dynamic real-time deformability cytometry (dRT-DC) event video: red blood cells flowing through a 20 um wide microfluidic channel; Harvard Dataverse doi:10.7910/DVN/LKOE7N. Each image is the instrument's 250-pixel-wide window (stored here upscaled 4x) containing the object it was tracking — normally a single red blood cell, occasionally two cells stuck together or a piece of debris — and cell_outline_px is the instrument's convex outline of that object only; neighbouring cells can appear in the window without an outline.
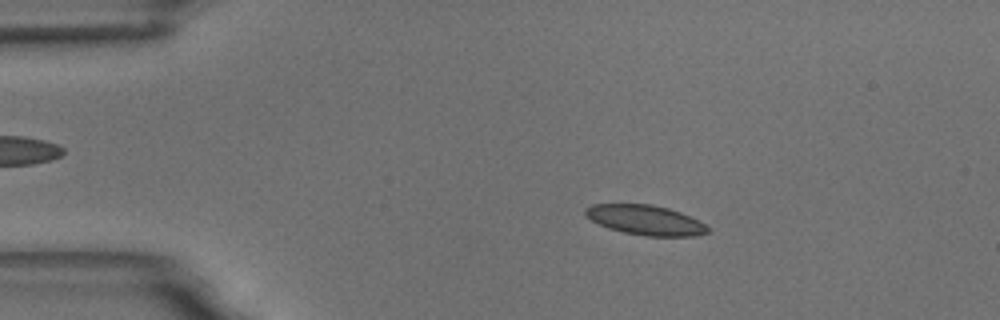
{"species": "common noctule bat (a hibernating species)", "species_latin": "Nyctalus noctula", "temperature_condition": "room temperature", "stored_images_in_passage": 57, "camera_frame_rate_fps": 3000, "um_per_image_px": 0.085, "animal": {"sex": "male", "body_mass_g": 18.8}, "frame": {"image": 1, "passage_image": 10, "time_ms": 3.0, "image_size_px": [1000, 320], "cell_outline_px": [[708, 232], [692, 236], [644, 236], [624, 232], [608, 228], [584, 216], [584, 208], [592, 204], [652, 204], [668, 208], [680, 212], [704, 224], [708, 228]], "centroid_in_image_um": [54.8, 18.69], "position_along_channel_um": 30.2, "area_um2": 21.1}}
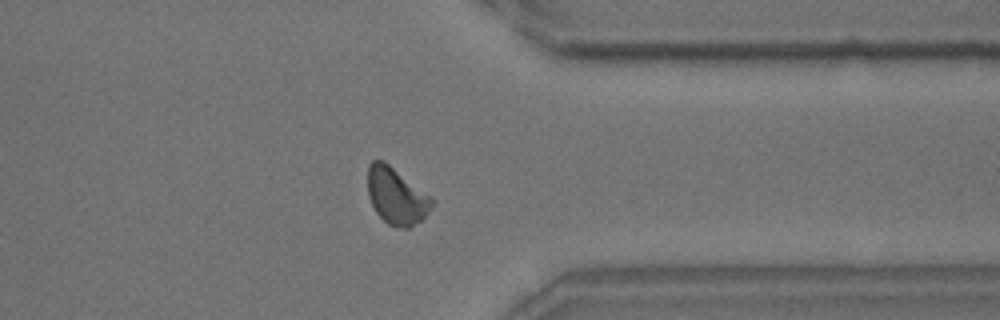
{"frame": {"image": 2, "passage_image": 45, "time_ms": 14.667, "image_size_px": [1000, 320], "cell_outline_px": [[436, 200], [432, 208], [420, 220], [408, 228], [396, 228], [388, 224], [376, 212], [368, 196], [368, 164], [372, 160], [384, 160], [432, 196]], "centroid_in_image_um": [33.71, 16.65], "position_along_channel_um": 377.7, "area_um2": 21.39}}
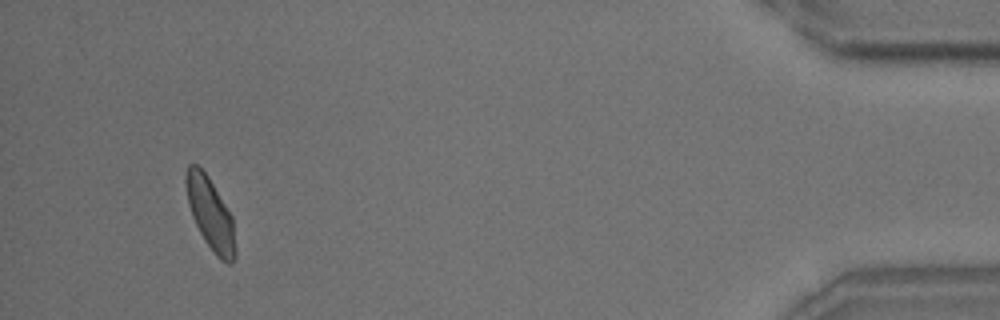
{"frame": {"image": 3, "passage_image": 54, "time_ms": 17.667, "image_size_px": [1000, 320], "cell_outline_px": [[236, 256], [232, 264], [228, 264], [220, 260], [216, 256], [204, 240], [192, 216], [188, 204], [184, 184], [184, 176], [188, 164], [196, 164], [208, 176], [232, 216], [236, 248]], "centroid_in_image_um": [17.87, 18.19], "position_along_channel_um": 417.3, "area_um2": 20.87}, "authors_computed_cell_mechanics": {"area_um2": 21.097, "velocity_mm_per_s": 3.4783, "shape_relaxation_time_tau1_ms": 3.9934, "shape_relaxation_time_tau2_ms": 2.4412, "deformation_change_tau1": 0.0994, "deformation_change_tau2": 0.0553}}